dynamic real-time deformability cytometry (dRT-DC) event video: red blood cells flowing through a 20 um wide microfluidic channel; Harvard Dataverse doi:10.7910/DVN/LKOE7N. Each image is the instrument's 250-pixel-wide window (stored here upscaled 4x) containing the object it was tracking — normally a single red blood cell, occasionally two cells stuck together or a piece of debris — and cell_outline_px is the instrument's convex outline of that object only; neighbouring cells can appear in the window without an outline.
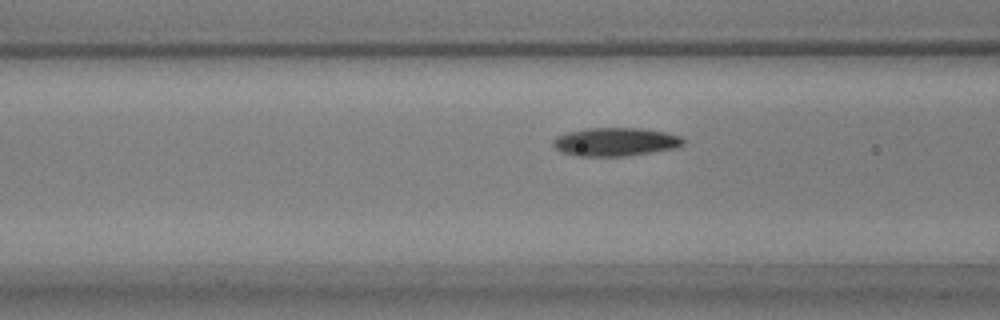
{"species": "common noctule bat (a hibernating species)", "species_latin": "Nyctalus noctula", "temperature_condition": "warm", "stored_images_in_passage": 34, "camera_frame_rate_fps": 3000, "um_per_image_px": 0.085, "animal": {"sex": "male", "body_mass_g": 17.9, "forearm_length_mm": 54.2}, "frame": {"image": 1, "passage_image": 4, "time_ms": 1.0, "image_size_px": [1000, 320], "cell_outline_px": [[684, 144], [676, 148], [652, 152], [624, 156], [576, 156], [560, 152], [552, 144], [552, 140], [556, 136], [568, 132], [584, 128], [640, 128], [664, 132], [680, 136], [684, 140]], "centroid_in_image_um": [52.27, 12.06], "position_along_channel_um": 114.3, "area_um2": 21.62}}
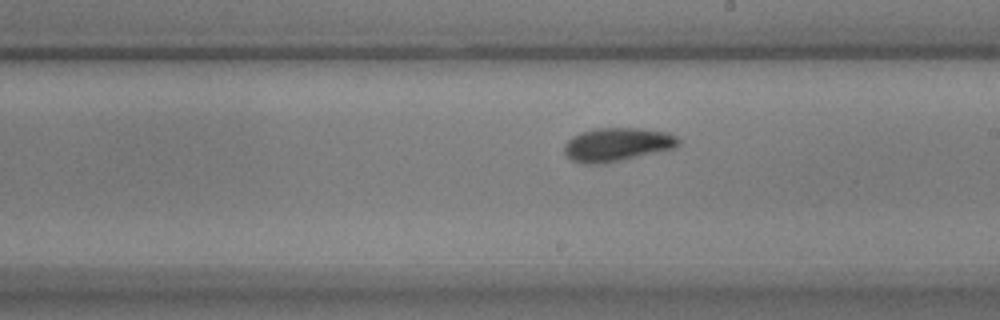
{"frame": {"image": 2, "passage_image": 14, "time_ms": 4.333, "image_size_px": [1000, 320], "cell_outline_px": [[680, 144], [676, 148], [624, 160], [604, 164], [580, 164], [572, 160], [564, 152], [564, 144], [572, 136], [580, 132], [592, 128], [640, 128], [668, 132], [676, 136], [680, 140]], "centroid_in_image_um": [52.46, 12.29], "position_along_channel_um": 236.5, "area_um2": 22.77}}
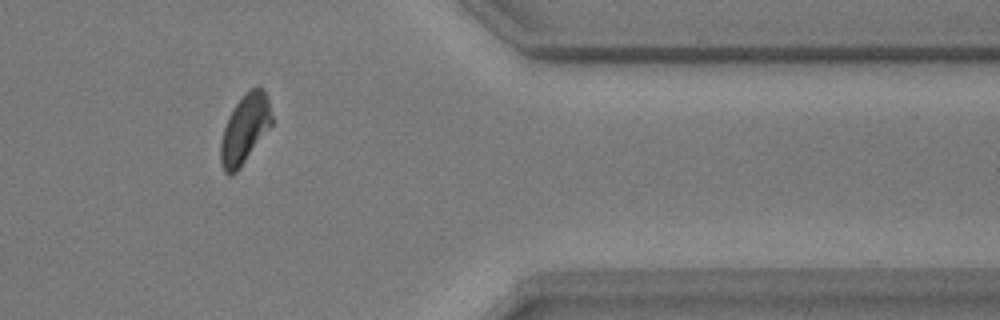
{"frame": {"image": 3, "passage_image": 28, "time_ms": 9.0, "image_size_px": [1000, 320], "cell_outline_px": [[272, 124], [240, 168], [232, 176], [228, 176], [224, 172], [220, 164], [220, 140], [228, 116], [236, 104], [252, 88], [264, 88], [268, 96], [272, 116]], "centroid_in_image_um": [20.79, 11.01], "position_along_channel_um": 390.6, "area_um2": 20.46}}